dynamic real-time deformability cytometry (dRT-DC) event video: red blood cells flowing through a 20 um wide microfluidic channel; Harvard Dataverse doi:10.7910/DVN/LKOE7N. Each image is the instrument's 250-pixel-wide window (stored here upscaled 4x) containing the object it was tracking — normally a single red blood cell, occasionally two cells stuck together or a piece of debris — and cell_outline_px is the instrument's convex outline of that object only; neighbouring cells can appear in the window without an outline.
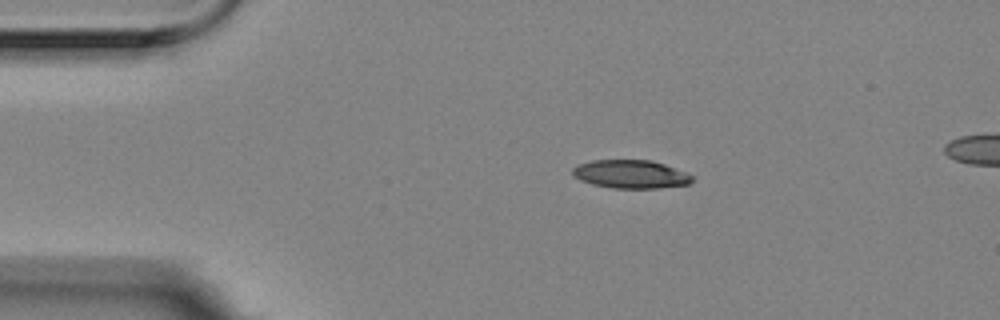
{"species": "Egyptian fruit bat (a non-hibernating species)", "species_latin": "Rousettus aegyptiacus", "temperature_condition": "room temperature", "stored_images_in_passage": 3, "camera_frame_rate_fps": 3000, "um_per_image_px": 0.085, "animal": {"sex": "female"}, "frame": {"image": 1, "passage_image": 1, "time_ms": 0.0, "image_size_px": [1000, 320], "cell_outline_px": [[696, 176], [688, 184], [660, 188], [612, 188], [592, 184], [580, 180], [572, 172], [572, 168], [580, 164], [592, 160], [652, 160], [664, 164]], "centroid_in_image_um": [53.64, 14.8], "position_along_channel_um": 31.4, "area_um2": 19.71}}